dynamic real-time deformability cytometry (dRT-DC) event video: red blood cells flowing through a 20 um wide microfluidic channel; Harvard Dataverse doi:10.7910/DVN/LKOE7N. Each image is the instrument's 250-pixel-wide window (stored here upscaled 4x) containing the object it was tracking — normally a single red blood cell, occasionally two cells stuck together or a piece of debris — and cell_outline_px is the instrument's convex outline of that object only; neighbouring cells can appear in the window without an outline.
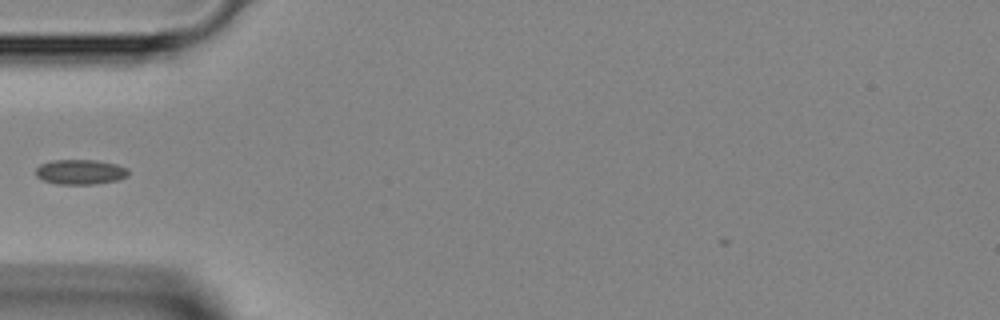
{"species": "Egyptian fruit bat (a non-hibernating species)", "species_latin": "Rousettus aegyptiacus", "temperature_condition": "room temperature", "stored_images_in_passage": 31, "camera_frame_rate_fps": 3000, "um_per_image_px": 0.085, "animal": {"sex": "female"}, "frame": {"image": 1, "passage_image": 1, "time_ms": 0.0, "image_size_px": [1000, 320], "cell_outline_px": [[128, 176], [116, 180], [96, 184], [56, 184], [44, 180], [36, 176], [36, 168], [40, 164], [52, 160], [96, 160], [116, 164], [128, 168]], "centroid_in_image_um": [6.82, 14.61], "position_along_channel_um": 78.2, "area_um2": 13.47}}
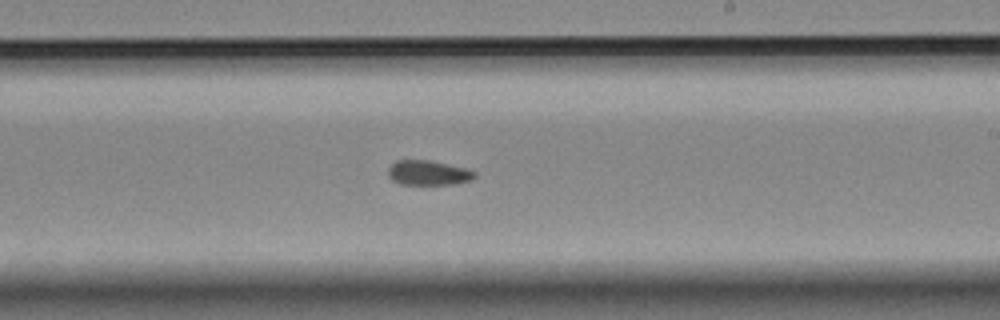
{"frame": {"image": 2, "passage_image": 13, "time_ms": 4.0, "image_size_px": [1000, 320], "cell_outline_px": [[476, 176], [472, 180], [452, 184], [400, 184], [392, 180], [388, 176], [388, 168], [396, 160], [432, 160], [464, 168], [476, 172]], "centroid_in_image_um": [36.39, 14.68], "position_along_channel_um": 252.6, "area_um2": 12.48}}
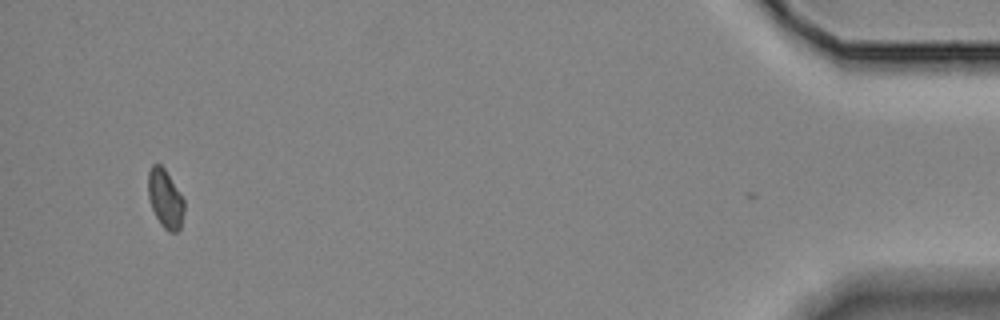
{"frame": {"image": 3, "passage_image": 30, "time_ms": 9.667, "image_size_px": [1000, 320], "cell_outline_px": [[184, 212], [180, 228], [176, 232], [168, 232], [160, 224], [152, 208], [148, 196], [148, 172], [152, 164], [160, 164], [164, 168], [184, 200]], "centroid_in_image_um": [14.04, 16.9], "position_along_channel_um": 421.2, "area_um2": 12.2}}